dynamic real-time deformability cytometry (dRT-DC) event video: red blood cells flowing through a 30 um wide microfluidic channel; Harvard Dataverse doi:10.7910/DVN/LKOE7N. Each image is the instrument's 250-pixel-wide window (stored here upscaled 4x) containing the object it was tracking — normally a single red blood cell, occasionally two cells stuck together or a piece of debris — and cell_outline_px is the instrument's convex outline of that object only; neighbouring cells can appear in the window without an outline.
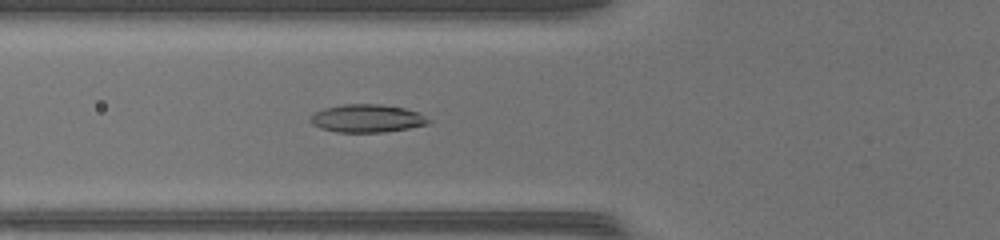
{"species": "common noctule bat (a hibernating species)", "species_latin": "Nyctalus noctula", "temperature_condition": "warm", "stored_images_in_passage": 48, "camera_frame_rate_fps": 3000, "um_per_image_px": 0.085, "animal": {"sex": "female", "body_mass_g": 17.0, "forearm_length_mm": 48.0}, "frame": {"image": 1, "passage_image": 19, "time_ms": 6.0, "image_size_px": [1000, 240], "cell_outline_px": [[432, 120], [428, 124], [408, 128], [384, 132], [336, 132], [320, 128], [312, 124], [308, 120], [316, 112], [324, 108], [344, 104], [380, 104], [404, 108], [416, 112]], "centroid_in_image_um": [31.18, 10.07], "position_along_channel_um": 94.6, "area_um2": 19.13}}
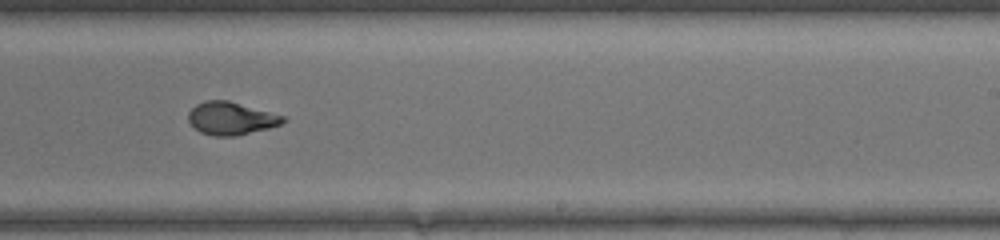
{"frame": {"image": 2, "passage_image": 31, "time_ms": 10.0, "image_size_px": [1000, 240], "cell_outline_px": [[288, 120], [280, 124], [268, 128], [236, 136], [212, 136], [200, 132], [188, 120], [188, 112], [196, 104], [204, 100], [228, 100], [284, 116]], "centroid_in_image_um": [19.62, 10.06], "position_along_channel_um": 269.4, "area_um2": 18.03}}
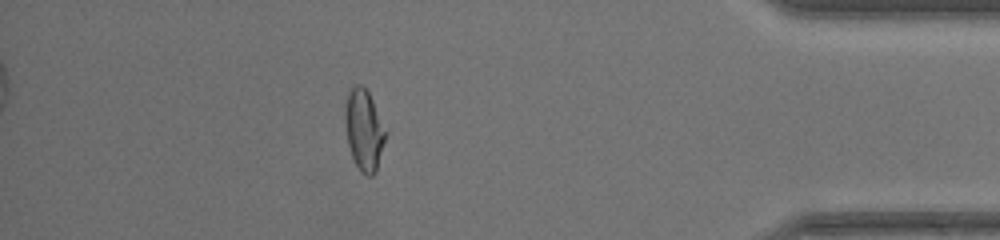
{"frame": {"image": 3, "passage_image": 43, "time_ms": 14.0, "image_size_px": [1000, 240], "cell_outline_px": [[388, 132], [376, 172], [372, 176], [368, 176], [360, 172], [352, 156], [348, 144], [344, 120], [344, 104], [348, 92], [356, 84], [360, 84], [368, 92]], "centroid_in_image_um": [30.94, 11.06], "position_along_channel_um": 404.3, "area_um2": 19.36}, "authors_computed_cell_mechanics": {"area_um2": 19.1607, "velocity_mm_per_s": 4.377, "shape_relaxation_time_tau1_ms": null, "shape_relaxation_time_tau2_ms": 0.8499, "deformation_change_tau1": null, "deformation_change_tau2": 0.0639}}